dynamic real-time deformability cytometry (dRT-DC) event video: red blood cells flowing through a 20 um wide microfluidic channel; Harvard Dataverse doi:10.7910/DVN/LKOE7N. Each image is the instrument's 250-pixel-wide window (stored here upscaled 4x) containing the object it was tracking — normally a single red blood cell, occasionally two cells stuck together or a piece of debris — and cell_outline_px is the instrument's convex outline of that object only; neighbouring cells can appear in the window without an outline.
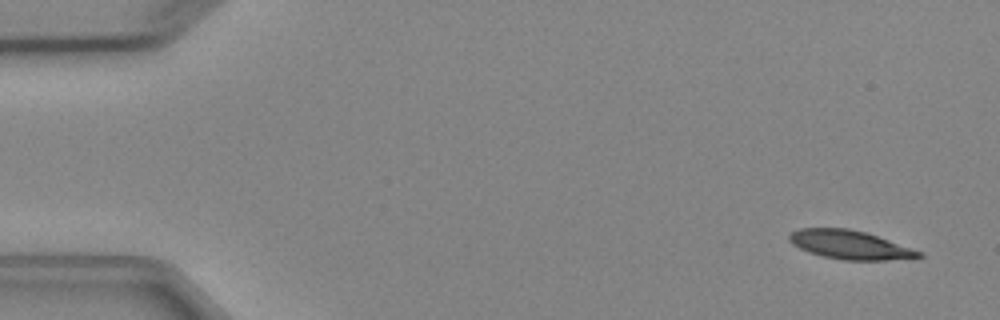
{"species": "Egyptian fruit bat (a non-hibernating species)", "species_latin": "Rousettus aegyptiacus", "temperature_condition": "cold", "stored_images_in_passage": 5, "camera_frame_rate_fps": 3000, "um_per_image_px": 0.085, "animal": {"sex": "female"}, "frame": {"image": 1, "passage_image": 1, "time_ms": 0.0, "image_size_px": [1000, 320], "cell_outline_px": [[924, 256], [888, 260], [844, 260], [824, 256], [808, 252], [792, 244], [788, 240], [788, 236], [792, 232], [800, 228], [848, 228], [868, 232], [924, 252]], "centroid_in_image_um": [72.26, 20.8], "position_along_channel_um": 12.7, "area_um2": 21.79}}
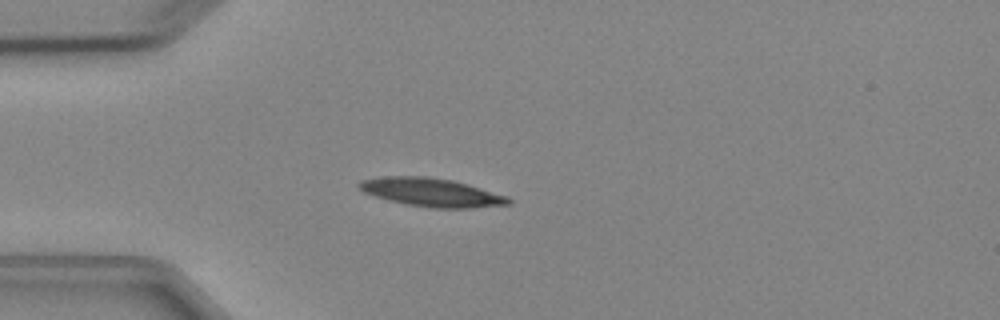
{"frame": {"image": 2, "passage_image": 4, "time_ms": 3.667, "image_size_px": [1000, 320], "cell_outline_px": [[512, 204], [472, 208], [432, 208], [408, 204], [376, 196], [364, 192], [356, 184], [360, 180], [384, 176], [424, 176], [452, 180], [468, 184], [508, 196], [512, 200]], "centroid_in_image_um": [36.72, 16.35], "position_along_channel_um": 48.3, "area_um2": 24.62}}